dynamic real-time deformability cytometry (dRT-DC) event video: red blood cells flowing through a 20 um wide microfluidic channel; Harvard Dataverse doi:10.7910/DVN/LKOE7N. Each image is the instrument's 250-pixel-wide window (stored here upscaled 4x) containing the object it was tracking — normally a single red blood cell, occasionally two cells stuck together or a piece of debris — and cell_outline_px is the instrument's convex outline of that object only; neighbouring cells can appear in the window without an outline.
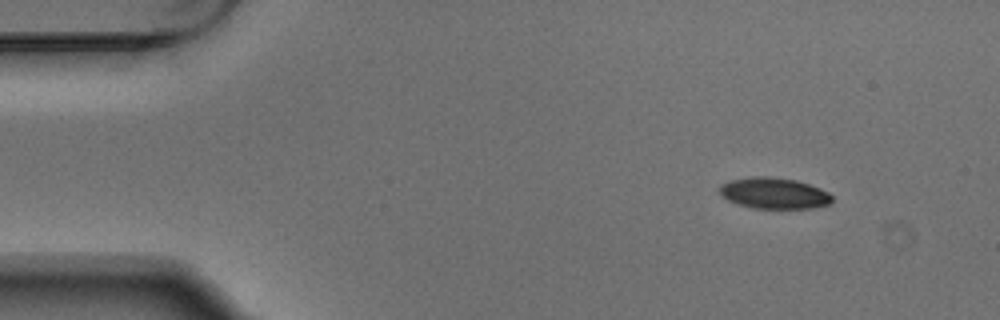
{"species": "Egyptian fruit bat (a non-hibernating species)", "species_latin": "Rousettus aegyptiacus", "temperature_condition": "warm", "stored_images_in_passage": 6, "camera_frame_rate_fps": 3000, "um_per_image_px": 0.085, "animal": {"sex": "male"}, "frame": {"image": 1, "passage_image": 1, "time_ms": 0.0, "image_size_px": [1000, 320], "cell_outline_px": [[832, 200], [828, 204], [812, 208], [752, 208], [728, 200], [720, 192], [720, 184], [728, 180], [752, 176], [768, 176], [796, 180], [820, 188], [828, 192], [832, 196]], "centroid_in_image_um": [65.78, 16.41], "position_along_channel_um": 19.2, "area_um2": 20.29}}
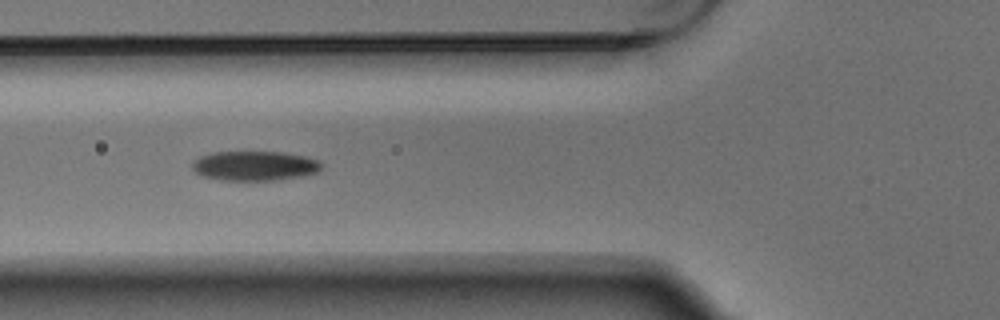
{"frame": {"image": 2, "passage_image": 5, "time_ms": 1.333, "image_size_px": [1000, 320], "cell_outline_px": [[320, 172], [300, 176], [272, 180], [220, 180], [200, 176], [192, 168], [192, 164], [200, 156], [216, 152], [284, 152], [304, 156], [316, 160], [320, 164]], "centroid_in_image_um": [21.61, 14.1], "position_along_channel_um": 104.2, "area_um2": 22.08}}
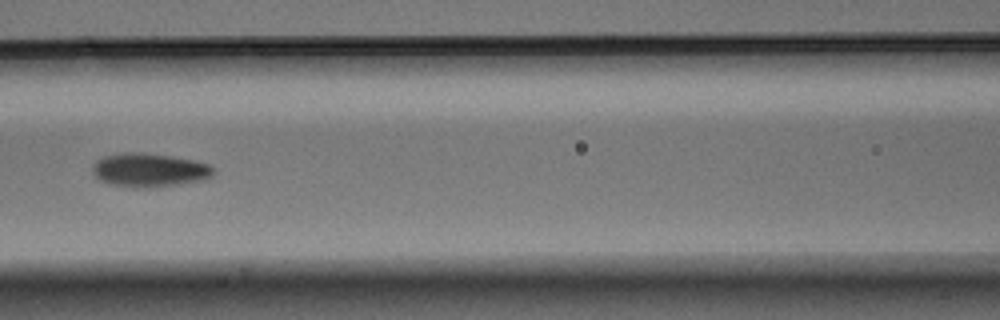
{"frame": {"image": 3, "passage_image": 6, "time_ms": 1.667, "image_size_px": [1000, 320], "cell_outline_px": [[216, 168], [212, 176], [200, 180], [180, 184], [144, 188], [136, 188], [112, 184], [100, 180], [92, 172], [92, 164], [96, 160], [104, 156], [124, 152], [144, 152], [172, 156], [196, 160], [208, 164]], "centroid_in_image_um": [12.69, 14.44], "position_along_channel_um": 153.9, "area_um2": 23.93}}